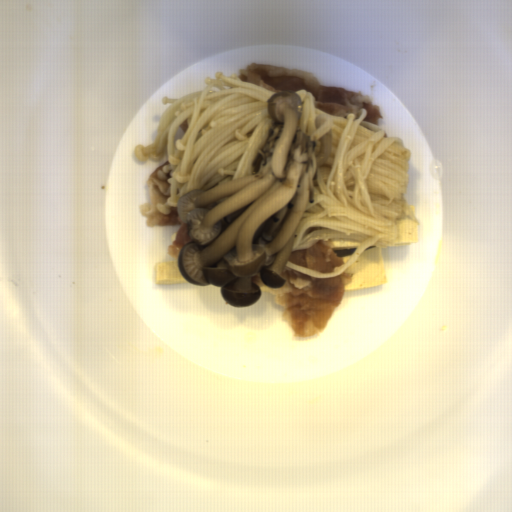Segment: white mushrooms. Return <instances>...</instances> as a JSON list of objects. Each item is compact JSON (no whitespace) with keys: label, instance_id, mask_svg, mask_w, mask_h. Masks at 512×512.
Instances as JSON below:
<instances>
[{"label":"white mushrooms","instance_id":"white-mushrooms-1","mask_svg":"<svg viewBox=\"0 0 512 512\" xmlns=\"http://www.w3.org/2000/svg\"><path fill=\"white\" fill-rule=\"evenodd\" d=\"M276 121L257 173L210 190L192 189L176 203L191 241L177 257L185 280L213 285L227 305L249 307L261 287L280 289L297 228L315 201L317 171L333 147L332 128L316 141L298 127L303 102L291 90L267 101Z\"/></svg>","mask_w":512,"mask_h":512}]
</instances>
